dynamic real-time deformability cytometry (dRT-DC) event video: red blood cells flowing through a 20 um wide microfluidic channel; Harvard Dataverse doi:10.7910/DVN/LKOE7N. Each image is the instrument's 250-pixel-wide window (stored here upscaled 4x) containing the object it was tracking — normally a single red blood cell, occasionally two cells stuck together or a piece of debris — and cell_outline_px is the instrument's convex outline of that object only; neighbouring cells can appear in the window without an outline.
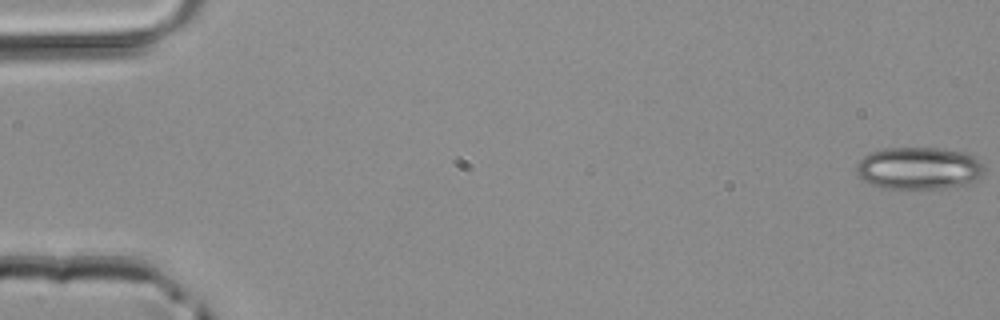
{"species": "common noctule bat (a hibernating species)", "species_latin": "Nyctalus noctula", "temperature_condition": "room temperature", "stored_images_in_passage": 48, "camera_frame_rate_fps": 3000, "um_per_image_px": 0.085, "animal": {"sex": "male", "body_mass_g": 20.4}, "frame": {"image": 1, "passage_image": 1, "time_ms": 0.0, "image_size_px": [1000, 320], "cell_outline_px": [[984, 172], [980, 176], [964, 184], [944, 188], [884, 188], [872, 184], [864, 180], [856, 172], [856, 164], [864, 156], [872, 152], [884, 148], [936, 148], [964, 152], [980, 160], [984, 164]], "centroid_in_image_um": [78.1, 14.29], "position_along_channel_um": 6.9, "area_um2": 31.21}}
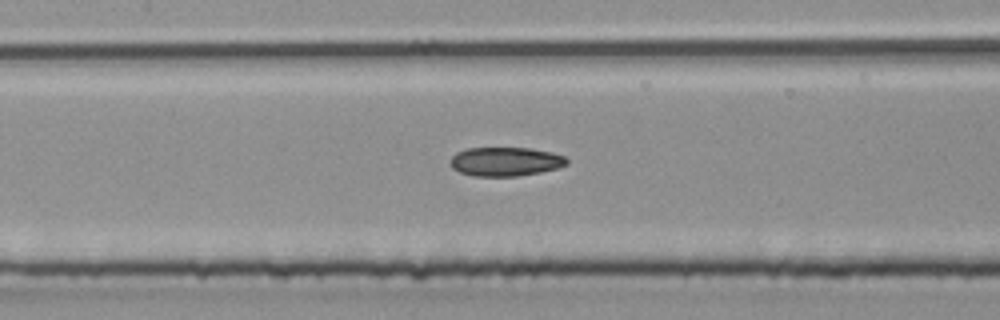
{"frame": {"image": 2, "passage_image": 23, "time_ms": 7.333, "image_size_px": [1000, 320], "cell_outline_px": [[568, 164], [556, 168], [540, 172], [516, 176], [472, 176], [460, 172], [452, 168], [448, 164], [448, 160], [456, 152], [468, 148], [528, 148], [552, 152], [564, 156], [568, 160]], "centroid_in_image_um": [42.91, 13.73], "position_along_channel_um": 164.5, "area_um2": 19.77}}
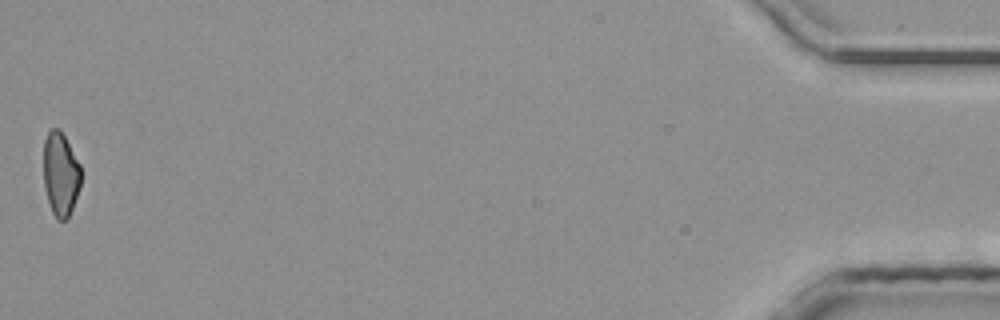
{"frame": {"image": 3, "passage_image": 48, "time_ms": 15.667, "image_size_px": [1000, 320], "cell_outline_px": [[80, 188], [68, 220], [56, 220], [52, 212], [48, 200], [44, 184], [44, 140], [48, 132], [52, 128], [56, 128], [64, 136], [80, 164]], "centroid_in_image_um": [5.15, 14.85], "position_along_channel_um": 430.0, "area_um2": 18.15}}